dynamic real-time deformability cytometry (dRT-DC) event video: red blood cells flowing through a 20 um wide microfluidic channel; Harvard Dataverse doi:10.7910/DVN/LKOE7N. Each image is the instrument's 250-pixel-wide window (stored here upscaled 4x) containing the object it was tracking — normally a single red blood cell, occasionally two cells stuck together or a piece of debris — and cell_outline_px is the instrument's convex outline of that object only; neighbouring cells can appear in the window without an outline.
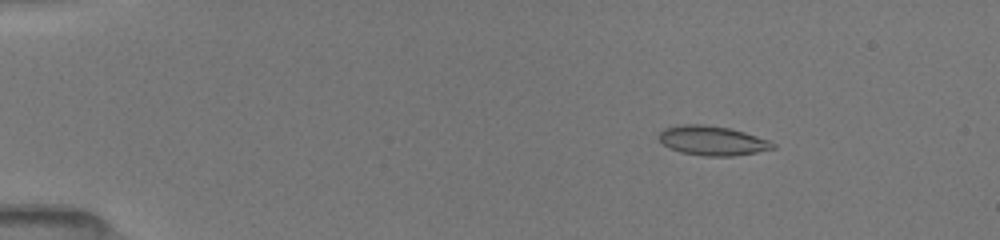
{"species": "common noctule bat (a hibernating species)", "species_latin": "Nyctalus noctula", "temperature_condition": "room temperature", "stored_images_in_passage": 9, "camera_frame_rate_fps": 3000, "um_per_image_px": 0.085, "animal": {"sex": "female", "body_mass_g": 19.5, "forearm_length_mm": 54.1}, "frame": {"image": 1, "passage_image": 3, "time_ms": 2.0, "image_size_px": [1000, 240], "cell_outline_px": [[776, 148], [756, 152], [732, 156], [704, 156], [680, 152], [664, 144], [656, 136], [664, 128], [680, 124], [704, 124], [728, 128], [744, 132], [768, 140], [776, 144]], "centroid_in_image_um": [60.53, 11.95], "position_along_channel_um": 24.5, "area_um2": 19.48}}
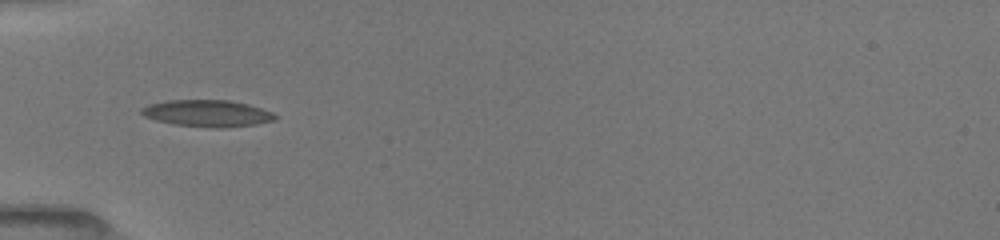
{"frame": {"image": 2, "passage_image": 7, "time_ms": 5.333, "image_size_px": [1000, 240], "cell_outline_px": [[276, 120], [256, 124], [224, 128], [208, 128], [176, 124], [156, 120], [144, 116], [140, 112], [140, 108], [148, 104], [168, 100], [228, 100], [248, 104], [272, 112], [276, 116]], "centroid_in_image_um": [17.61, 9.63], "position_along_channel_um": 67.4, "area_um2": 20.87}}
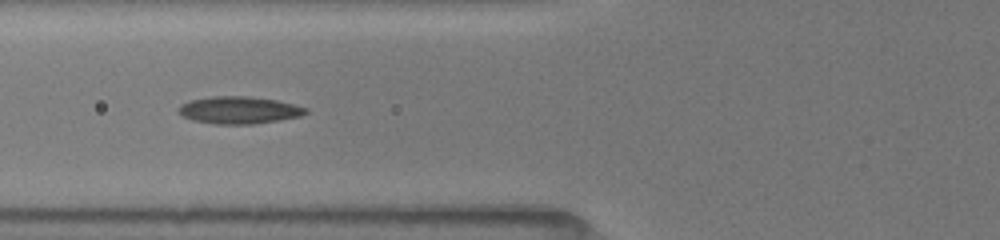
{"frame": {"image": 3, "passage_image": 8, "time_ms": 6.333, "image_size_px": [1000, 240], "cell_outline_px": [[308, 112], [300, 116], [280, 120], [252, 124], [216, 124], [192, 120], [180, 116], [176, 108], [180, 104], [188, 100], [212, 96], [252, 96], [276, 100], [308, 108]], "centroid_in_image_um": [20.26, 9.35], "position_along_channel_um": 105.5, "area_um2": 20.46}}